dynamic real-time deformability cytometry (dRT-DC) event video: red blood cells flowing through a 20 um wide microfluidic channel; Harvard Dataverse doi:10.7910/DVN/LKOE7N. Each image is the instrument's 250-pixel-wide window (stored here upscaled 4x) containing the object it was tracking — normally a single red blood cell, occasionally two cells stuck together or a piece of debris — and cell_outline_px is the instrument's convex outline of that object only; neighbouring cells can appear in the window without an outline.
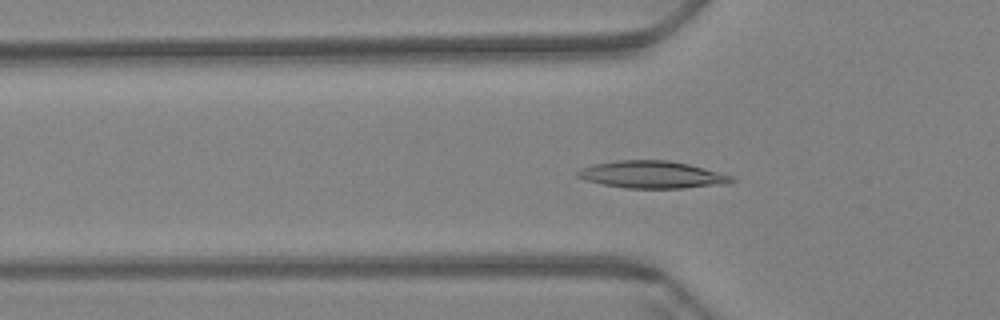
{"species": "Egyptian fruit bat (a non-hibernating species)", "species_latin": "Rousettus aegyptiacus", "temperature_condition": "warm", "stored_images_in_passage": 46, "camera_frame_rate_fps": 3000, "um_per_image_px": 0.085, "animal": {"sex": "female"}, "frame": {"image": 1, "passage_image": 14, "time_ms": 4.333, "image_size_px": [1000, 320], "cell_outline_px": [[736, 180], [732, 184], [684, 188], [628, 188], [604, 184], [584, 180], [576, 176], [576, 172], [580, 168], [592, 164], [616, 160], [668, 160], [688, 164], [720, 172], [732, 176]], "centroid_in_image_um": [55.45, 14.84], "position_along_channel_um": 70.3, "area_um2": 24.68}}
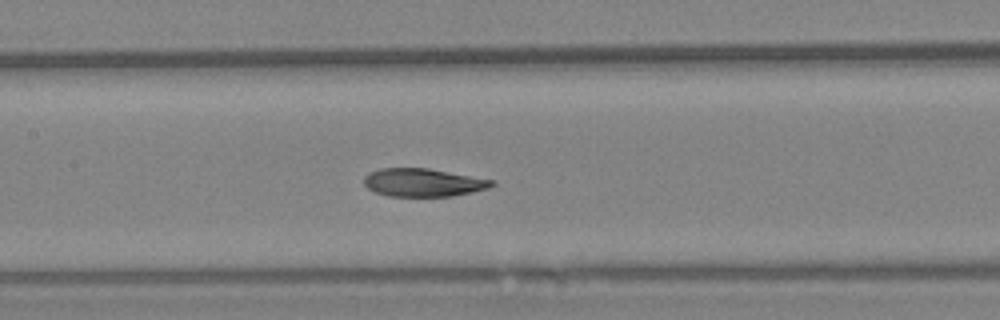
{"frame": {"image": 2, "passage_image": 23, "time_ms": 7.333, "image_size_px": [1000, 320], "cell_outline_px": [[496, 184], [488, 188], [472, 192], [452, 196], [388, 196], [376, 192], [368, 188], [364, 184], [364, 176], [368, 172], [380, 168], [428, 168], [496, 180]], "centroid_in_image_um": [35.98, 15.5], "position_along_channel_um": 171.4, "area_um2": 21.04}}
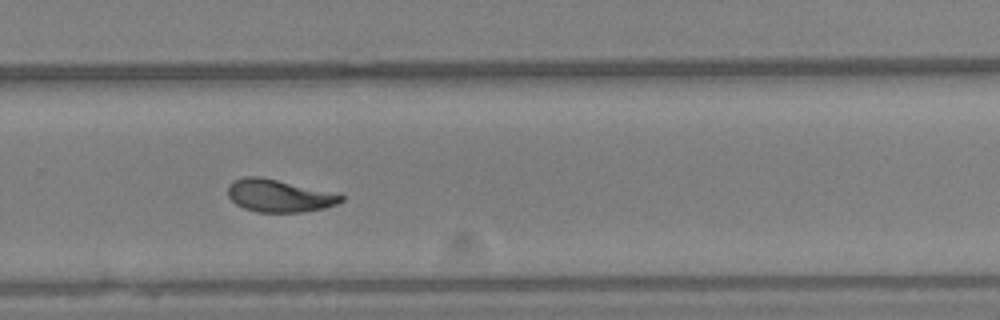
{"frame": {"image": 3, "passage_image": 35, "time_ms": 11.333, "image_size_px": [1000, 320], "cell_outline_px": [[344, 200], [336, 204], [324, 208], [304, 212], [256, 212], [244, 208], [236, 204], [228, 196], [228, 184], [232, 180], [244, 176], [260, 176], [340, 192], [344, 196]], "centroid_in_image_um": [23.77, 16.61], "position_along_channel_um": 306.0, "area_um2": 22.08}, "authors_computed_cell_mechanics": {"area_um2": 22.1663, "velocity_mm_per_s": 3.379, "shape_relaxation_time_tau1_ms": 6.9605, "shape_relaxation_time_tau2_ms": 3.6879, "deformation_change_tau1": 0.1736, "deformation_change_tau2": 0.0874}}